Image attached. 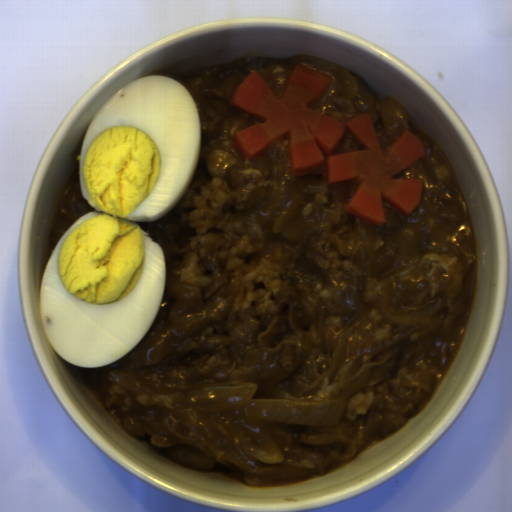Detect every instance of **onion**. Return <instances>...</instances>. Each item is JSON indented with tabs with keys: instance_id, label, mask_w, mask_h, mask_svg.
<instances>
[{
	"instance_id": "obj_1",
	"label": "onion",
	"mask_w": 512,
	"mask_h": 512,
	"mask_svg": "<svg viewBox=\"0 0 512 512\" xmlns=\"http://www.w3.org/2000/svg\"><path fill=\"white\" fill-rule=\"evenodd\" d=\"M396 365L369 367L327 401L254 399L258 384L219 383L179 395L180 404L233 427L246 436L263 437L270 429L265 422L335 427L349 399L368 382L387 376Z\"/></svg>"
},
{
	"instance_id": "obj_2",
	"label": "onion",
	"mask_w": 512,
	"mask_h": 512,
	"mask_svg": "<svg viewBox=\"0 0 512 512\" xmlns=\"http://www.w3.org/2000/svg\"><path fill=\"white\" fill-rule=\"evenodd\" d=\"M288 62L329 75L328 101L340 108L353 105L368 114L378 143L385 149L405 132L409 122L404 106L392 99H374L364 78L353 76L345 67L324 57L298 54Z\"/></svg>"
},
{
	"instance_id": "obj_3",
	"label": "onion",
	"mask_w": 512,
	"mask_h": 512,
	"mask_svg": "<svg viewBox=\"0 0 512 512\" xmlns=\"http://www.w3.org/2000/svg\"><path fill=\"white\" fill-rule=\"evenodd\" d=\"M373 305L390 325V336L375 343L365 353L352 360L351 373L366 361L393 347L396 343L422 328L447 306V298L431 297V289L421 292L406 310L391 307L385 289L373 300Z\"/></svg>"
},
{
	"instance_id": "obj_4",
	"label": "onion",
	"mask_w": 512,
	"mask_h": 512,
	"mask_svg": "<svg viewBox=\"0 0 512 512\" xmlns=\"http://www.w3.org/2000/svg\"><path fill=\"white\" fill-rule=\"evenodd\" d=\"M310 195L296 181H288L284 175L271 194L267 206L259 208L256 220L265 230L282 232L308 206Z\"/></svg>"
},
{
	"instance_id": "obj_5",
	"label": "onion",
	"mask_w": 512,
	"mask_h": 512,
	"mask_svg": "<svg viewBox=\"0 0 512 512\" xmlns=\"http://www.w3.org/2000/svg\"><path fill=\"white\" fill-rule=\"evenodd\" d=\"M353 332L352 327L341 332L339 339L332 350L330 368L324 371L316 380L306 381L297 375L303 365L302 359L299 358L294 362L289 370L277 376L274 384L282 387L286 395L295 397L308 395L320 390L323 380L327 379L331 382L336 374L343 359L346 342Z\"/></svg>"
},
{
	"instance_id": "obj_6",
	"label": "onion",
	"mask_w": 512,
	"mask_h": 512,
	"mask_svg": "<svg viewBox=\"0 0 512 512\" xmlns=\"http://www.w3.org/2000/svg\"><path fill=\"white\" fill-rule=\"evenodd\" d=\"M225 462L233 465L242 473L272 481L299 480L310 477L309 470L293 465H265L258 463L242 450L234 449L223 456Z\"/></svg>"
},
{
	"instance_id": "obj_7",
	"label": "onion",
	"mask_w": 512,
	"mask_h": 512,
	"mask_svg": "<svg viewBox=\"0 0 512 512\" xmlns=\"http://www.w3.org/2000/svg\"><path fill=\"white\" fill-rule=\"evenodd\" d=\"M163 454L175 463L200 470H211L216 460L194 445H174L163 450Z\"/></svg>"
}]
</instances>
